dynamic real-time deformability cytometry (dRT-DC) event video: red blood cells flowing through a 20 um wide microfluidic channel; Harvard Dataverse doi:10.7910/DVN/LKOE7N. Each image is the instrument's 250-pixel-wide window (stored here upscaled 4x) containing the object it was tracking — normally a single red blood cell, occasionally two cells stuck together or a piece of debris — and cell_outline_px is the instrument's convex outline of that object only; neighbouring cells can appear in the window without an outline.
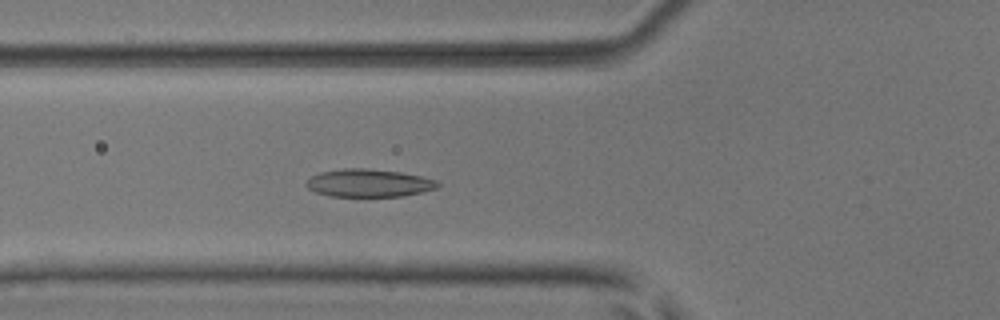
{"species": "common noctule bat (a hibernating species)", "species_latin": "Nyctalus noctula", "temperature_condition": "room temperature", "stored_images_in_passage": 52, "camera_frame_rate_fps": 3000, "um_per_image_px": 0.085, "animal": {"sex": "male", "body_mass_g": 17.9, "forearm_length_mm": 54.2}, "frame": {"image": 1, "passage_image": 19, "time_ms": 6.0, "image_size_px": [1000, 320], "cell_outline_px": [[440, 184], [436, 188], [404, 196], [328, 196], [316, 192], [308, 188], [304, 184], [312, 176], [320, 172], [344, 168], [364, 168], [400, 172], [420, 176], [436, 180]], "centroid_in_image_um": [31.32, 15.55], "position_along_channel_um": 94.5, "area_um2": 21.15}}
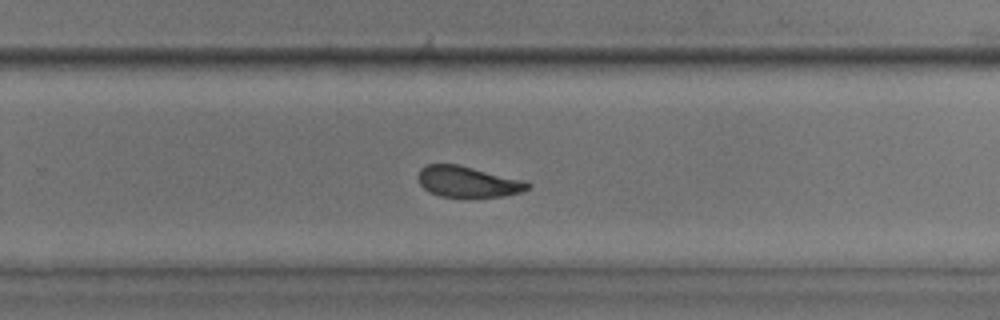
{"frame": {"image": 2, "passage_image": 34, "time_ms": 11.0, "image_size_px": [1000, 320], "cell_outline_px": [[532, 188], [520, 192], [504, 196], [440, 196], [424, 188], [420, 184], [416, 176], [420, 168], [428, 164], [456, 164], [524, 180], [532, 184]], "centroid_in_image_um": [39.77, 15.43], "position_along_channel_um": 290.0, "area_um2": 19.54}}
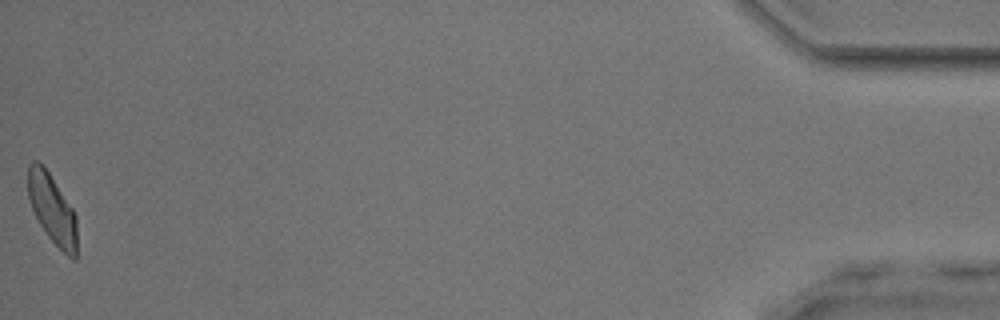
{"frame": {"image": 3, "passage_image": 52, "time_ms": 17.0, "image_size_px": [1000, 320], "cell_outline_px": [[76, 260], [72, 260], [48, 236], [40, 224], [32, 208], [28, 196], [28, 164], [32, 160], [36, 160], [44, 164], [72, 208], [76, 216]], "centroid_in_image_um": [4.43, 17.72], "position_along_channel_um": 430.8, "area_um2": 19.71}, "authors_computed_cell_mechanics": {"area_um2": 20.9525, "velocity_mm_per_s": 3.9236, "shape_relaxation_time_tau1_ms": 3.9335, "shape_relaxation_time_tau2_ms": 2.5675, "deformation_change_tau1": 0.1159, "deformation_change_tau2": 0.0719}}